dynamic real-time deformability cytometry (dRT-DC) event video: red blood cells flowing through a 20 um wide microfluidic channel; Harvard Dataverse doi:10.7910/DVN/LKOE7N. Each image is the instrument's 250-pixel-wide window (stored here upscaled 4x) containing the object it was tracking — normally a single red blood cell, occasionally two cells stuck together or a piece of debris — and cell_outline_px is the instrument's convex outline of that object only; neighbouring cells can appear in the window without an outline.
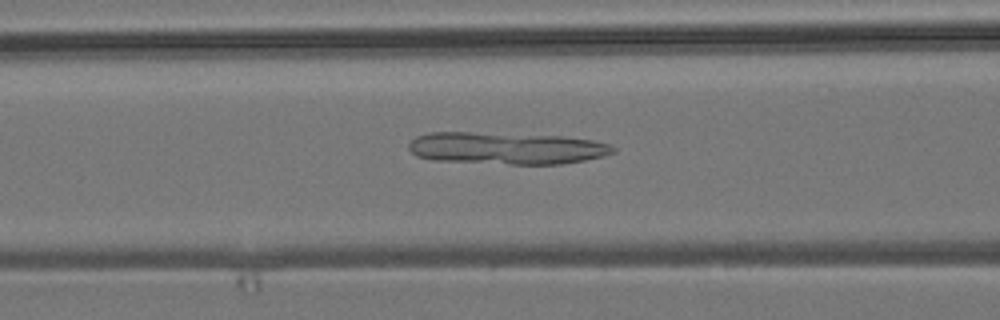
{"species": "common noctule bat (a hibernating species)", "species_latin": "Nyctalus noctula", "temperature_condition": "room temperature", "stored_images_in_passage": 53, "camera_frame_rate_fps": 3000, "um_per_image_px": 0.085, "animal": {"sex": "male", "body_mass_g": 19.2, "forearm_length_mm": 51.8}, "frame": {"image": 1, "passage_image": 21, "time_ms": 6.667, "image_size_px": [1000, 320], "cell_outline_px": [[616, 152], [604, 156], [584, 160], [560, 164], [512, 164], [432, 160], [416, 156], [408, 148], [408, 144], [416, 136], [428, 132], [468, 132], [564, 136], [592, 140], [612, 144], [616, 148]], "centroid_in_image_um": [43.06, 12.59], "position_along_channel_um": 123.5, "area_um2": 38.38}}
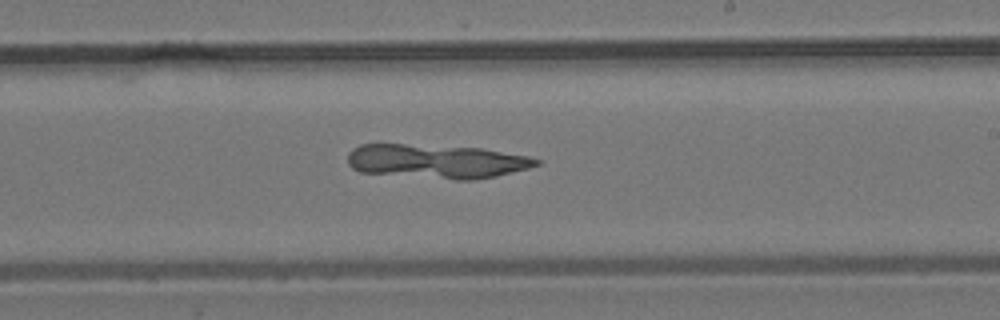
{"frame": {"image": 2, "passage_image": 31, "time_ms": 10.0, "image_size_px": [1000, 320], "cell_outline_px": [[540, 164], [528, 168], [496, 176], [472, 180], [456, 180], [360, 172], [352, 168], [348, 164], [348, 152], [352, 148], [360, 144], [376, 140], [480, 148], [528, 156], [540, 160]], "centroid_in_image_um": [36.97, 13.66], "position_along_channel_um": 252.0, "area_um2": 38.73}}
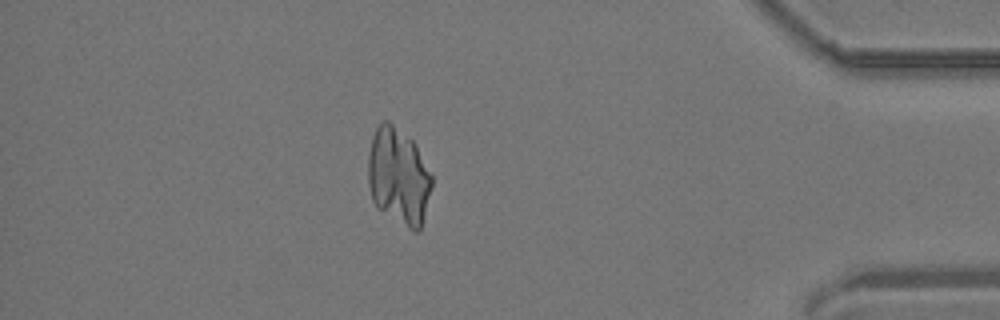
{"frame": {"image": 3, "passage_image": 46, "time_ms": 15.0, "image_size_px": [1000, 320], "cell_outline_px": [[432, 188], [420, 228], [416, 232], [408, 228], [376, 208], [372, 200], [368, 184], [368, 156], [372, 136], [380, 120], [388, 120], [412, 140], [432, 176]], "centroid_in_image_um": [33.84, 14.99], "position_along_channel_um": 401.4, "area_um2": 35.89}}